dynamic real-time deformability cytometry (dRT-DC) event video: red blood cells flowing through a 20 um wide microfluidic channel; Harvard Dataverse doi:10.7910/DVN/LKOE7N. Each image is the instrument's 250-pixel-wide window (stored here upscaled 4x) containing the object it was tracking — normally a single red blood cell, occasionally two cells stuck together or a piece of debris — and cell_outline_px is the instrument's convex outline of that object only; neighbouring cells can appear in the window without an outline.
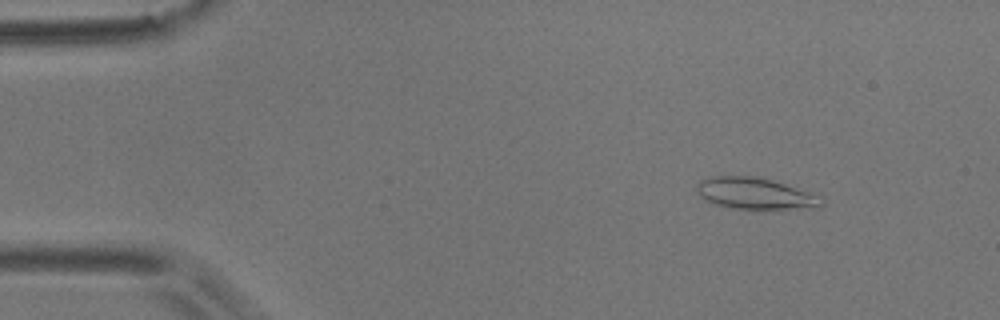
{"species": "common noctule bat (a hibernating species)", "species_latin": "Nyctalus noctula", "temperature_condition": "room temperature", "stored_images_in_passage": 53, "camera_frame_rate_fps": 3000, "um_per_image_px": 0.085, "animal": {"sex": "male", "body_mass_g": 17.9}, "frame": {"image": 1, "passage_image": 6, "time_ms": 1.667, "image_size_px": [1000, 320], "cell_outline_px": [[824, 204], [788, 208], [732, 208], [716, 204], [704, 200], [696, 192], [696, 184], [700, 180], [708, 176], [760, 176], [824, 196]], "centroid_in_image_um": [64.11, 16.4], "position_along_channel_um": 20.9, "area_um2": 22.72}}
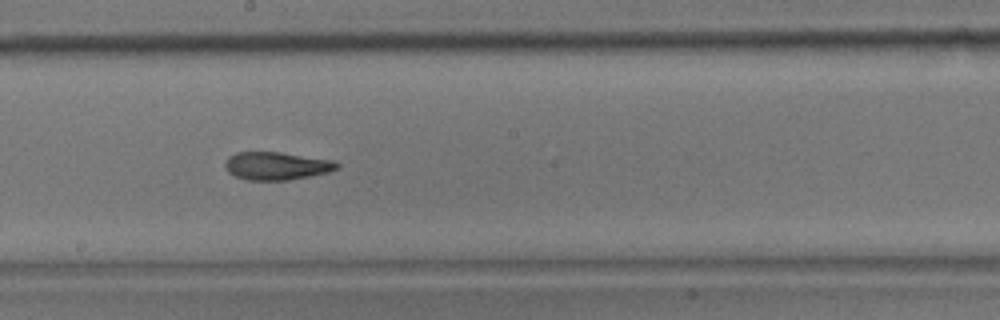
{"frame": {"image": 2, "passage_image": 29, "time_ms": 9.333, "image_size_px": [1000, 320], "cell_outline_px": [[340, 168], [328, 172], [288, 180], [248, 180], [236, 176], [228, 172], [224, 168], [224, 160], [228, 156], [236, 152], [280, 152], [332, 160], [340, 164]], "centroid_in_image_um": [23.47, 14.09], "position_along_channel_um": 224.7, "area_um2": 18.26}}
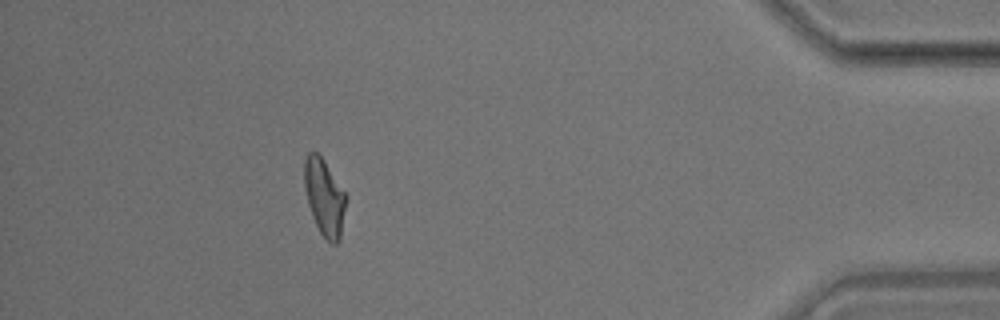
{"frame": {"image": 3, "passage_image": 48, "time_ms": 15.667, "image_size_px": [1000, 320], "cell_outline_px": [[348, 196], [340, 240], [336, 244], [332, 244], [320, 232], [312, 216], [308, 204], [304, 188], [304, 160], [308, 152], [316, 152], [324, 160]], "centroid_in_image_um": [27.59, 16.76], "position_along_channel_um": 407.6, "area_um2": 18.79}, "authors_computed_cell_mechanics": {"area_um2": 19.0162, "velocity_mm_per_s": 3.7025, "shape_relaxation_time_tau1_ms": null, "shape_relaxation_time_tau2_ms": 3.2318, "deformation_change_tau1": null, "deformation_change_tau2": 0.1208}}